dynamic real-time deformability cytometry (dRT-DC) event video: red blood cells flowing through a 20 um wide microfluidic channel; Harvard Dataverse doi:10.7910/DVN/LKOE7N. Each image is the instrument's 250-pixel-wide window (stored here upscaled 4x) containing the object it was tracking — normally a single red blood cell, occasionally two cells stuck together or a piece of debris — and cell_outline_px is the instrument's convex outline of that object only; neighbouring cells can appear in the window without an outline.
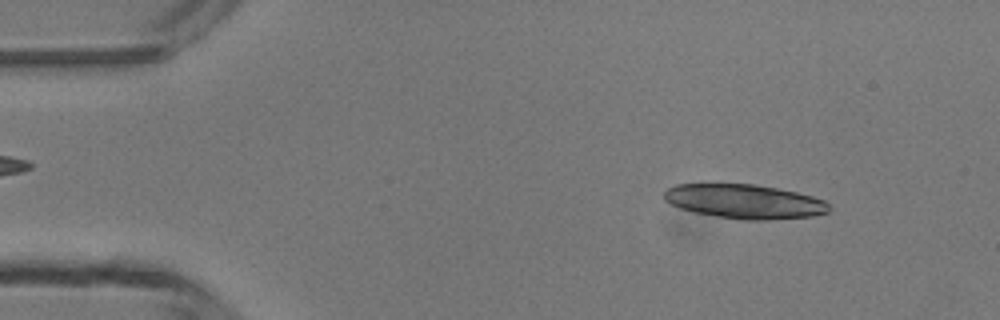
{"species": "common noctule bat (a hibernating species)", "species_latin": "Nyctalus noctula", "temperature_condition": "room temperature", "stored_images_in_passage": 4, "camera_frame_rate_fps": 3000, "um_per_image_px": 0.085, "animal": {"sex": "male", "body_mass_g": 13.3}, "frame": {"image": 1, "passage_image": 1, "time_ms": 0.0, "image_size_px": [1000, 320], "cell_outline_px": [[832, 208], [828, 212], [816, 216], [768, 220], [744, 220], [696, 212], [680, 208], [664, 200], [664, 192], [668, 188], [676, 184], [752, 184], [776, 188], [796, 192], [812, 196], [824, 200]], "centroid_in_image_um": [63.33, 17.13], "position_along_channel_um": 21.7, "area_um2": 32.77}}